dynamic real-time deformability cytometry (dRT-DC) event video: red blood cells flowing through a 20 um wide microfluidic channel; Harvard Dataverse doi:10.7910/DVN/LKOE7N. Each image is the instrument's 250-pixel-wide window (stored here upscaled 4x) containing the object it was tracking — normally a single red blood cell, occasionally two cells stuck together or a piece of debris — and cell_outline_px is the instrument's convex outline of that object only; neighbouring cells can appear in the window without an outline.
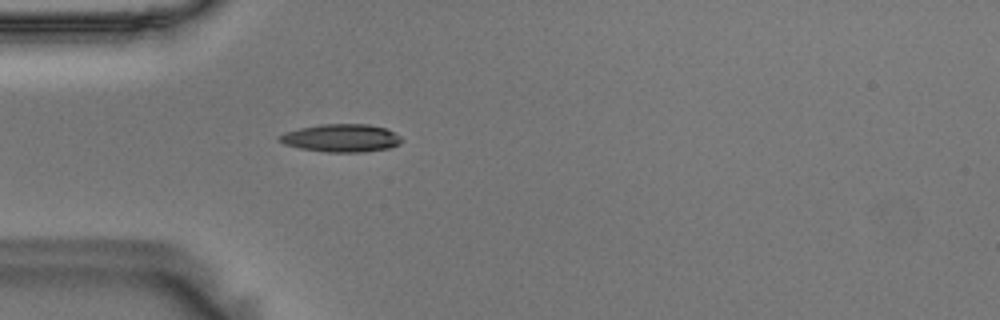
{"species": "Egyptian fruit bat (a non-hibernating species)", "species_latin": "Rousettus aegyptiacus", "temperature_condition": "room temperature", "stored_images_in_passage": 40, "camera_frame_rate_fps": 3000, "um_per_image_px": 0.085, "animal": {"sex": "male"}, "frame": {"image": 1, "passage_image": 1, "time_ms": 0.0, "image_size_px": [1000, 320], "cell_outline_px": [[404, 140], [400, 144], [388, 148], [364, 152], [324, 152], [300, 148], [284, 144], [276, 136], [284, 132], [300, 128], [320, 124], [368, 124], [384, 128], [396, 132]], "centroid_in_image_um": [29.02, 11.73], "position_along_channel_um": 56.0, "area_um2": 20.0}}
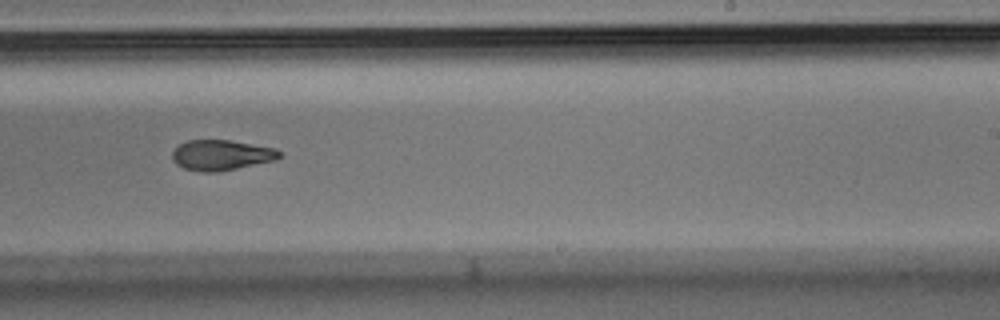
{"frame": {"image": 2, "passage_image": 19, "time_ms": 6.0, "image_size_px": [1000, 320], "cell_outline_px": [[280, 156], [276, 160], [216, 172], [200, 172], [184, 168], [176, 164], [172, 160], [172, 152], [180, 144], [188, 140], [232, 140], [276, 148], [280, 152]], "centroid_in_image_um": [18.8, 13.18], "position_along_channel_um": 270.2, "area_um2": 18.96}}
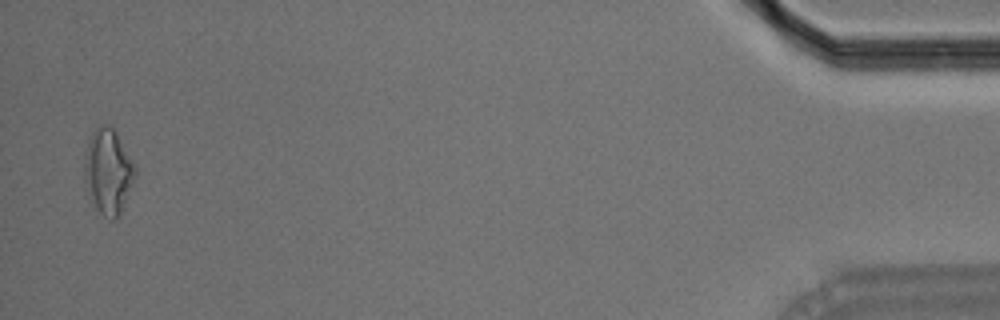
{"frame": {"image": 3, "passage_image": 39, "time_ms": 12.667, "image_size_px": [1000, 320], "cell_outline_px": [[136, 176], [120, 212], [112, 220], [104, 216], [96, 208], [88, 196], [84, 180], [84, 156], [88, 140], [92, 132], [100, 124], [108, 124], [116, 132], [136, 168]], "centroid_in_image_um": [9.16, 14.55], "position_along_channel_um": 426.0, "area_um2": 25.03}, "authors_computed_cell_mechanics": {"area_um2": 19.7098, "velocity_mm_per_s": 3.6488, "shape_relaxation_time_tau1_ms": 5.9068, "shape_relaxation_time_tau2_ms": 3.8839, "deformation_change_tau1": 0.1639, "deformation_change_tau2": 0.1114}}